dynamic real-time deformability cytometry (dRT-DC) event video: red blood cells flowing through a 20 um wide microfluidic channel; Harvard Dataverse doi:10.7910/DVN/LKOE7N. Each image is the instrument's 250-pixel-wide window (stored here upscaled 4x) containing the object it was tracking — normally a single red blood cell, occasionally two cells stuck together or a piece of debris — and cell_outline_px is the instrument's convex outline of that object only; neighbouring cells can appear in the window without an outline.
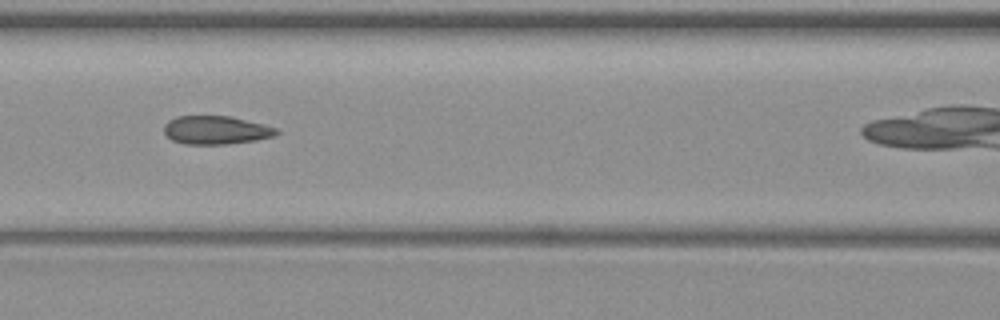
{"species": "common noctule bat (a hibernating species)", "species_latin": "Nyctalus noctula", "temperature_condition": "warm", "stored_images_in_passage": 9, "camera_frame_rate_fps": 3000, "um_per_image_px": 0.085, "animal": {"sex": "female", "body_mass_g": 19.3, "forearm_length_mm": 54.1}, "frame": {"image": 1, "passage_image": 6, "time_ms": 5.667, "image_size_px": [1000, 320], "cell_outline_px": [[280, 132], [276, 136], [256, 140], [228, 144], [184, 144], [172, 140], [164, 132], [164, 124], [176, 116], [228, 116], [280, 128]], "centroid_in_image_um": [18.39, 11.06], "position_along_channel_um": 148.2, "area_um2": 18.67}}
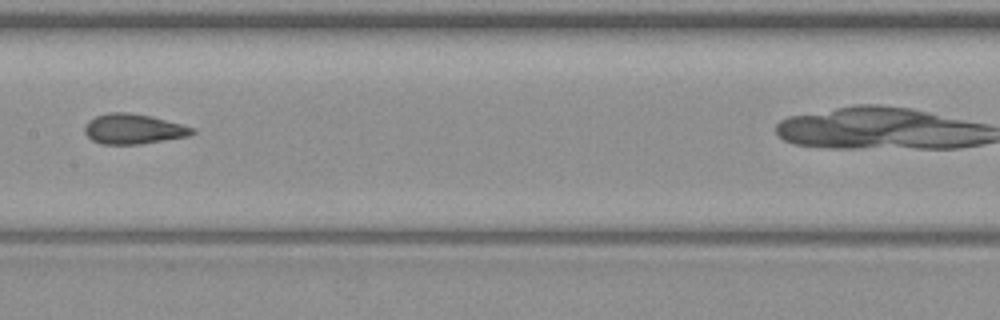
{"frame": {"image": 2, "passage_image": 7, "time_ms": 7.0, "image_size_px": [1000, 320], "cell_outline_px": [[196, 132], [188, 136], [140, 144], [100, 144], [92, 140], [84, 132], [84, 124], [88, 120], [96, 116], [108, 112], [128, 112], [152, 116], [196, 128]], "centroid_in_image_um": [11.32, 10.95], "position_along_channel_um": 196.1, "area_um2": 19.02}}